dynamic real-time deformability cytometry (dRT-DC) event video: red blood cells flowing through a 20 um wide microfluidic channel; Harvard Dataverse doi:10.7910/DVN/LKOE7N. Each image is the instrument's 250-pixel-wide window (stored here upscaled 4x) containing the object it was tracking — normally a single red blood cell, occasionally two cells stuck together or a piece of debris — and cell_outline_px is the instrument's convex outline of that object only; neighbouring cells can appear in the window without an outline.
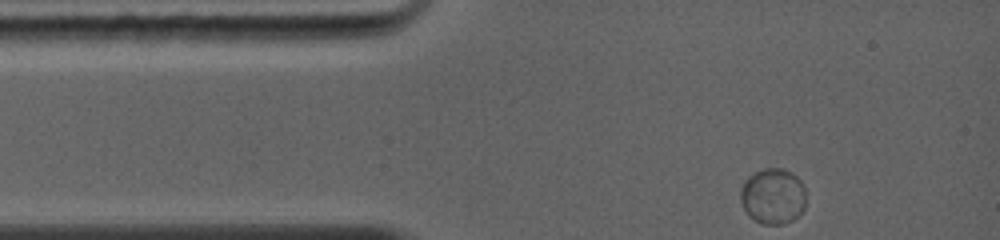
{"species": "common noctule bat (a hibernating species)", "species_latin": "Nyctalus noctula", "temperature_condition": "warm", "stored_images_in_passage": 6, "camera_frame_rate_fps": 5000, "um_per_image_px": 0.085, "animal": {"sex": "female", "body_mass_g": 19.0, "forearm_length_mm": 56.7}, "frame": {"image": 1, "passage_image": 1, "time_ms": 0.0, "image_size_px": [1000, 240], "cell_outline_px": [[804, 208], [792, 220], [784, 224], [760, 224], [744, 208], [740, 200], [740, 188], [744, 180], [748, 176], [764, 168], [784, 168], [792, 172], [800, 180], [804, 188]], "centroid_in_image_um": [65.68, 16.65], "position_along_channel_um": 19.3, "area_um2": 21.15}}
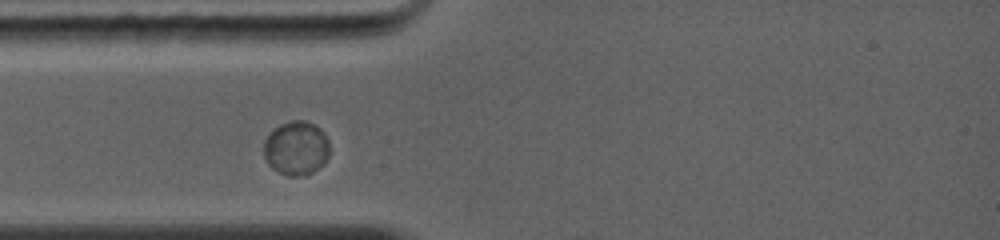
{"frame": {"image": 2, "passage_image": 5, "time_ms": 1.8, "image_size_px": [1000, 240], "cell_outline_px": [[328, 156], [324, 164], [312, 172], [304, 176], [288, 176], [272, 168], [268, 164], [264, 156], [264, 140], [280, 124], [288, 120], [304, 120], [320, 128], [324, 132], [328, 140]], "centroid_in_image_um": [25.18, 12.6], "position_along_channel_um": 59.8, "area_um2": 20.69}}